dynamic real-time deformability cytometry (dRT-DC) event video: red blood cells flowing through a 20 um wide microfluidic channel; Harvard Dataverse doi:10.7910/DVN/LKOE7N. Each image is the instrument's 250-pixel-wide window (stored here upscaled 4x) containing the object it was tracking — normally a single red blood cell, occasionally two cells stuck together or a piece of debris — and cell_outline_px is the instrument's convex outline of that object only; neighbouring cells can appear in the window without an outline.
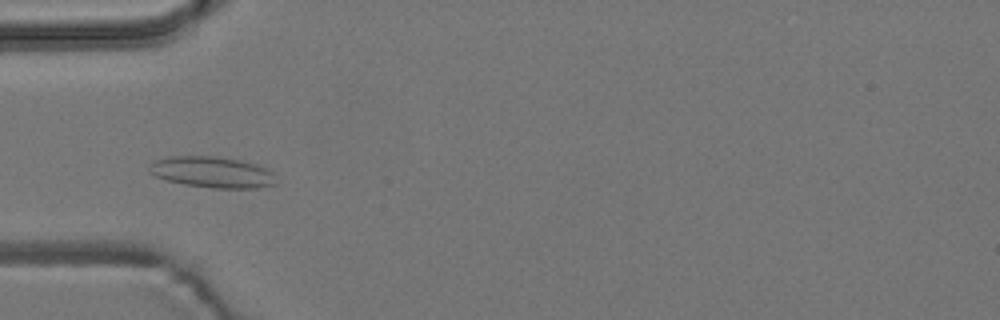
{"species": "common noctule bat (a hibernating species)", "species_latin": "Nyctalus noctula", "temperature_condition": "room temperature", "stored_images_in_passage": 5, "camera_frame_rate_fps": 3000, "um_per_image_px": 0.085, "animal": {"sex": "male", "body_mass_g": 19.2, "forearm_length_mm": 51.8}, "frame": {"image": 1, "passage_image": 5, "time_ms": 5.333, "image_size_px": [1000, 320], "cell_outline_px": [[276, 184], [256, 188], [212, 188], [184, 184], [168, 180], [156, 176], [148, 172], [148, 164], [156, 160], [168, 156], [216, 156], [240, 160], [256, 164], [272, 172]], "centroid_in_image_um": [18.0, 14.63], "position_along_channel_um": 67.0, "area_um2": 22.95}}